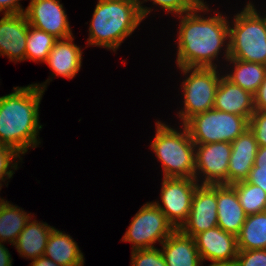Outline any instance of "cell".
I'll list each match as a JSON object with an SVG mask.
<instances>
[{"label":"cell","mask_w":266,"mask_h":266,"mask_svg":"<svg viewBox=\"0 0 266 266\" xmlns=\"http://www.w3.org/2000/svg\"><path fill=\"white\" fill-rule=\"evenodd\" d=\"M205 3L190 12L178 15L181 20L177 31L178 68H217L214 60L218 58L221 50L225 51L223 58H229V21L219 11L216 14L214 12L211 17L202 16V12L210 11Z\"/></svg>","instance_id":"6da1fadb"},{"label":"cell","mask_w":266,"mask_h":266,"mask_svg":"<svg viewBox=\"0 0 266 266\" xmlns=\"http://www.w3.org/2000/svg\"><path fill=\"white\" fill-rule=\"evenodd\" d=\"M51 79L41 84L13 87L14 92L0 96L1 145L25 155L30 147L36 148L41 143L38 135L43 125L39 124V107Z\"/></svg>","instance_id":"7a4b0ae2"},{"label":"cell","mask_w":266,"mask_h":266,"mask_svg":"<svg viewBox=\"0 0 266 266\" xmlns=\"http://www.w3.org/2000/svg\"><path fill=\"white\" fill-rule=\"evenodd\" d=\"M142 20L136 0H98L89 25L87 44L115 52Z\"/></svg>","instance_id":"3957f363"},{"label":"cell","mask_w":266,"mask_h":266,"mask_svg":"<svg viewBox=\"0 0 266 266\" xmlns=\"http://www.w3.org/2000/svg\"><path fill=\"white\" fill-rule=\"evenodd\" d=\"M182 126L178 132L164 122H156V134L150 146L161 162L163 177L194 178L195 144L187 128Z\"/></svg>","instance_id":"277c9868"},{"label":"cell","mask_w":266,"mask_h":266,"mask_svg":"<svg viewBox=\"0 0 266 266\" xmlns=\"http://www.w3.org/2000/svg\"><path fill=\"white\" fill-rule=\"evenodd\" d=\"M233 23V24H232ZM229 23V58L266 66V14L261 16L252 2Z\"/></svg>","instance_id":"5b68a950"},{"label":"cell","mask_w":266,"mask_h":266,"mask_svg":"<svg viewBox=\"0 0 266 266\" xmlns=\"http://www.w3.org/2000/svg\"><path fill=\"white\" fill-rule=\"evenodd\" d=\"M183 75L181 89L183 93V108L178 117L184 125L193 116L214 108V99L222 75L217 68L180 67Z\"/></svg>","instance_id":"8992f818"},{"label":"cell","mask_w":266,"mask_h":266,"mask_svg":"<svg viewBox=\"0 0 266 266\" xmlns=\"http://www.w3.org/2000/svg\"><path fill=\"white\" fill-rule=\"evenodd\" d=\"M184 126L194 144L232 143L249 128V120L244 116L213 108L193 116Z\"/></svg>","instance_id":"52a82bcc"},{"label":"cell","mask_w":266,"mask_h":266,"mask_svg":"<svg viewBox=\"0 0 266 266\" xmlns=\"http://www.w3.org/2000/svg\"><path fill=\"white\" fill-rule=\"evenodd\" d=\"M129 225L121 241L132 243V251L155 248L176 230L154 201L144 204Z\"/></svg>","instance_id":"ba28073f"},{"label":"cell","mask_w":266,"mask_h":266,"mask_svg":"<svg viewBox=\"0 0 266 266\" xmlns=\"http://www.w3.org/2000/svg\"><path fill=\"white\" fill-rule=\"evenodd\" d=\"M199 185L195 178L163 177L160 194L162 204L159 201L154 203L175 229H180L187 221L192 198Z\"/></svg>","instance_id":"9c48e42d"},{"label":"cell","mask_w":266,"mask_h":266,"mask_svg":"<svg viewBox=\"0 0 266 266\" xmlns=\"http://www.w3.org/2000/svg\"><path fill=\"white\" fill-rule=\"evenodd\" d=\"M231 150L229 142L195 144L194 178L197 182L201 185H227Z\"/></svg>","instance_id":"30bf717a"},{"label":"cell","mask_w":266,"mask_h":266,"mask_svg":"<svg viewBox=\"0 0 266 266\" xmlns=\"http://www.w3.org/2000/svg\"><path fill=\"white\" fill-rule=\"evenodd\" d=\"M60 0H30L25 8L30 26L42 30L57 39L73 36L67 14Z\"/></svg>","instance_id":"8fae6325"},{"label":"cell","mask_w":266,"mask_h":266,"mask_svg":"<svg viewBox=\"0 0 266 266\" xmlns=\"http://www.w3.org/2000/svg\"><path fill=\"white\" fill-rule=\"evenodd\" d=\"M202 262L208 266H233L238 254L237 236L216 226L194 237Z\"/></svg>","instance_id":"7c38bea8"},{"label":"cell","mask_w":266,"mask_h":266,"mask_svg":"<svg viewBox=\"0 0 266 266\" xmlns=\"http://www.w3.org/2000/svg\"><path fill=\"white\" fill-rule=\"evenodd\" d=\"M218 226L216 185H199L192 198L187 221L180 230L193 238Z\"/></svg>","instance_id":"4fadbf2b"},{"label":"cell","mask_w":266,"mask_h":266,"mask_svg":"<svg viewBox=\"0 0 266 266\" xmlns=\"http://www.w3.org/2000/svg\"><path fill=\"white\" fill-rule=\"evenodd\" d=\"M29 22L23 14H4L0 19V56L10 61L25 60Z\"/></svg>","instance_id":"5bb4252c"},{"label":"cell","mask_w":266,"mask_h":266,"mask_svg":"<svg viewBox=\"0 0 266 266\" xmlns=\"http://www.w3.org/2000/svg\"><path fill=\"white\" fill-rule=\"evenodd\" d=\"M228 166L227 185L244 181L255 163L258 143L250 128L246 129L232 143Z\"/></svg>","instance_id":"9a60e30c"},{"label":"cell","mask_w":266,"mask_h":266,"mask_svg":"<svg viewBox=\"0 0 266 266\" xmlns=\"http://www.w3.org/2000/svg\"><path fill=\"white\" fill-rule=\"evenodd\" d=\"M214 109L244 116L249 120L255 111L254 95L223 75L216 91Z\"/></svg>","instance_id":"2e32d148"},{"label":"cell","mask_w":266,"mask_h":266,"mask_svg":"<svg viewBox=\"0 0 266 266\" xmlns=\"http://www.w3.org/2000/svg\"><path fill=\"white\" fill-rule=\"evenodd\" d=\"M217 224L225 232L238 235L247 214L239 203L236 190L232 185H216Z\"/></svg>","instance_id":"e0dca14e"},{"label":"cell","mask_w":266,"mask_h":266,"mask_svg":"<svg viewBox=\"0 0 266 266\" xmlns=\"http://www.w3.org/2000/svg\"><path fill=\"white\" fill-rule=\"evenodd\" d=\"M73 39L74 36L55 42L45 62L52 71L51 76L73 79L81 69L83 52Z\"/></svg>","instance_id":"ac0fdd59"},{"label":"cell","mask_w":266,"mask_h":266,"mask_svg":"<svg viewBox=\"0 0 266 266\" xmlns=\"http://www.w3.org/2000/svg\"><path fill=\"white\" fill-rule=\"evenodd\" d=\"M167 266H203L192 236L176 229L161 244Z\"/></svg>","instance_id":"d6986e66"},{"label":"cell","mask_w":266,"mask_h":266,"mask_svg":"<svg viewBox=\"0 0 266 266\" xmlns=\"http://www.w3.org/2000/svg\"><path fill=\"white\" fill-rule=\"evenodd\" d=\"M44 256L61 266H84V255L74 239L53 228L46 244Z\"/></svg>","instance_id":"ffe728a7"},{"label":"cell","mask_w":266,"mask_h":266,"mask_svg":"<svg viewBox=\"0 0 266 266\" xmlns=\"http://www.w3.org/2000/svg\"><path fill=\"white\" fill-rule=\"evenodd\" d=\"M54 227L46 222L31 219L17 238L14 247L26 259H37L44 256L48 237Z\"/></svg>","instance_id":"44dd1931"},{"label":"cell","mask_w":266,"mask_h":266,"mask_svg":"<svg viewBox=\"0 0 266 266\" xmlns=\"http://www.w3.org/2000/svg\"><path fill=\"white\" fill-rule=\"evenodd\" d=\"M226 61L230 62V65L233 64L232 67L234 68H232V71H229L230 73H225L224 76L233 84L254 95L266 77V66L235 58H228Z\"/></svg>","instance_id":"7402d4cb"},{"label":"cell","mask_w":266,"mask_h":266,"mask_svg":"<svg viewBox=\"0 0 266 266\" xmlns=\"http://www.w3.org/2000/svg\"><path fill=\"white\" fill-rule=\"evenodd\" d=\"M32 214L6 200L0 205V242L14 245L18 236L31 220Z\"/></svg>","instance_id":"603a6c76"},{"label":"cell","mask_w":266,"mask_h":266,"mask_svg":"<svg viewBox=\"0 0 266 266\" xmlns=\"http://www.w3.org/2000/svg\"><path fill=\"white\" fill-rule=\"evenodd\" d=\"M238 250L266 249V211L247 215L237 235Z\"/></svg>","instance_id":"cb8c5ba5"},{"label":"cell","mask_w":266,"mask_h":266,"mask_svg":"<svg viewBox=\"0 0 266 266\" xmlns=\"http://www.w3.org/2000/svg\"><path fill=\"white\" fill-rule=\"evenodd\" d=\"M232 186L247 215L266 211V192L261 187L246 180L233 183Z\"/></svg>","instance_id":"d4e9b609"},{"label":"cell","mask_w":266,"mask_h":266,"mask_svg":"<svg viewBox=\"0 0 266 266\" xmlns=\"http://www.w3.org/2000/svg\"><path fill=\"white\" fill-rule=\"evenodd\" d=\"M57 40V38L49 33L29 26L25 60L45 63Z\"/></svg>","instance_id":"484cf974"},{"label":"cell","mask_w":266,"mask_h":266,"mask_svg":"<svg viewBox=\"0 0 266 266\" xmlns=\"http://www.w3.org/2000/svg\"><path fill=\"white\" fill-rule=\"evenodd\" d=\"M145 1H151L153 2L152 5H159V7L162 8L163 11H166V13H173L176 16L192 11L204 2V0H136L139 12L143 19L148 17L147 15L153 11L150 7L142 5Z\"/></svg>","instance_id":"4316f807"},{"label":"cell","mask_w":266,"mask_h":266,"mask_svg":"<svg viewBox=\"0 0 266 266\" xmlns=\"http://www.w3.org/2000/svg\"><path fill=\"white\" fill-rule=\"evenodd\" d=\"M131 266H167L161 250L157 247L131 251Z\"/></svg>","instance_id":"83f0119b"},{"label":"cell","mask_w":266,"mask_h":266,"mask_svg":"<svg viewBox=\"0 0 266 266\" xmlns=\"http://www.w3.org/2000/svg\"><path fill=\"white\" fill-rule=\"evenodd\" d=\"M16 159L22 161L20 153H18L12 147L0 144V182L5 183L6 179L12 178L13 174H15L14 171L18 169L17 163L21 162V161L15 162ZM11 169H13L14 171Z\"/></svg>","instance_id":"f1b7e54d"},{"label":"cell","mask_w":266,"mask_h":266,"mask_svg":"<svg viewBox=\"0 0 266 266\" xmlns=\"http://www.w3.org/2000/svg\"><path fill=\"white\" fill-rule=\"evenodd\" d=\"M233 266H266V249L238 250Z\"/></svg>","instance_id":"f546056e"},{"label":"cell","mask_w":266,"mask_h":266,"mask_svg":"<svg viewBox=\"0 0 266 266\" xmlns=\"http://www.w3.org/2000/svg\"><path fill=\"white\" fill-rule=\"evenodd\" d=\"M249 128L258 146H266V112L255 110L249 119Z\"/></svg>","instance_id":"4dcf8cb0"},{"label":"cell","mask_w":266,"mask_h":266,"mask_svg":"<svg viewBox=\"0 0 266 266\" xmlns=\"http://www.w3.org/2000/svg\"><path fill=\"white\" fill-rule=\"evenodd\" d=\"M246 181L261 187L266 192V167L253 165Z\"/></svg>","instance_id":"1f68e13d"},{"label":"cell","mask_w":266,"mask_h":266,"mask_svg":"<svg viewBox=\"0 0 266 266\" xmlns=\"http://www.w3.org/2000/svg\"><path fill=\"white\" fill-rule=\"evenodd\" d=\"M21 0H0V13L4 14H23L25 9L19 3Z\"/></svg>","instance_id":"d6a6232c"},{"label":"cell","mask_w":266,"mask_h":266,"mask_svg":"<svg viewBox=\"0 0 266 266\" xmlns=\"http://www.w3.org/2000/svg\"><path fill=\"white\" fill-rule=\"evenodd\" d=\"M254 107L257 111L266 112V77L254 94Z\"/></svg>","instance_id":"836d02e7"},{"label":"cell","mask_w":266,"mask_h":266,"mask_svg":"<svg viewBox=\"0 0 266 266\" xmlns=\"http://www.w3.org/2000/svg\"><path fill=\"white\" fill-rule=\"evenodd\" d=\"M0 266H12V258L8 248L0 242Z\"/></svg>","instance_id":"e575fe53"},{"label":"cell","mask_w":266,"mask_h":266,"mask_svg":"<svg viewBox=\"0 0 266 266\" xmlns=\"http://www.w3.org/2000/svg\"><path fill=\"white\" fill-rule=\"evenodd\" d=\"M256 167H266V146H259L255 156Z\"/></svg>","instance_id":"d590c367"},{"label":"cell","mask_w":266,"mask_h":266,"mask_svg":"<svg viewBox=\"0 0 266 266\" xmlns=\"http://www.w3.org/2000/svg\"><path fill=\"white\" fill-rule=\"evenodd\" d=\"M30 266H61V265H58L56 262L45 256H41L38 257L37 259H33Z\"/></svg>","instance_id":"8d00e7d4"},{"label":"cell","mask_w":266,"mask_h":266,"mask_svg":"<svg viewBox=\"0 0 266 266\" xmlns=\"http://www.w3.org/2000/svg\"><path fill=\"white\" fill-rule=\"evenodd\" d=\"M2 189V183L0 182V190ZM5 201V199L0 197V205L3 204Z\"/></svg>","instance_id":"74e56055"}]
</instances>
